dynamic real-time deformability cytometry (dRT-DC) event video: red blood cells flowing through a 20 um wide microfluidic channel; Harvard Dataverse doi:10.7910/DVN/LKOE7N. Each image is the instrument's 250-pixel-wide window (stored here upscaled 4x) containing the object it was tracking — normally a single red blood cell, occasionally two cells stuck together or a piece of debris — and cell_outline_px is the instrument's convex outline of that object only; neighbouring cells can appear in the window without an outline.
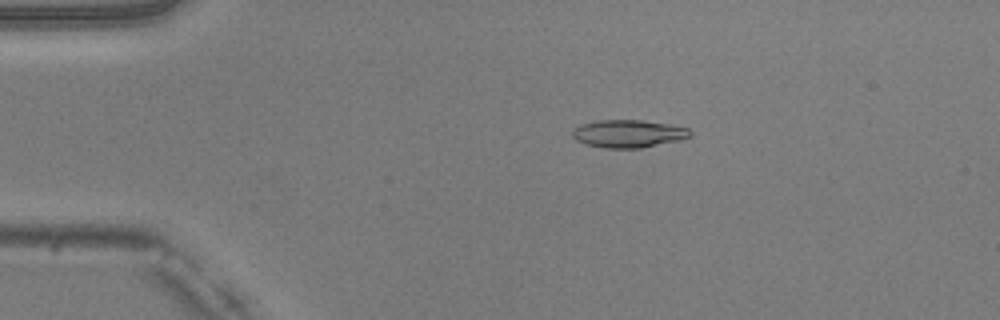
{"species": "common noctule bat (a hibernating species)", "species_latin": "Nyctalus noctula", "temperature_condition": "warm", "stored_images_in_passage": 50, "camera_frame_rate_fps": 3000, "um_per_image_px": 0.085, "animal": {"sex": "male", "body_mass_g": 20.5, "forearm_length_mm": 52.5}, "frame": {"image": 1, "passage_image": 10, "time_ms": 3.0, "image_size_px": [1000, 320], "cell_outline_px": [[692, 136], [680, 140], [640, 148], [604, 148], [584, 144], [576, 140], [572, 136], [572, 132], [580, 124], [596, 120], [640, 120], [672, 124], [688, 128], [692, 132]], "centroid_in_image_um": [53.42, 11.36], "position_along_channel_um": 31.6, "area_um2": 19.19}}
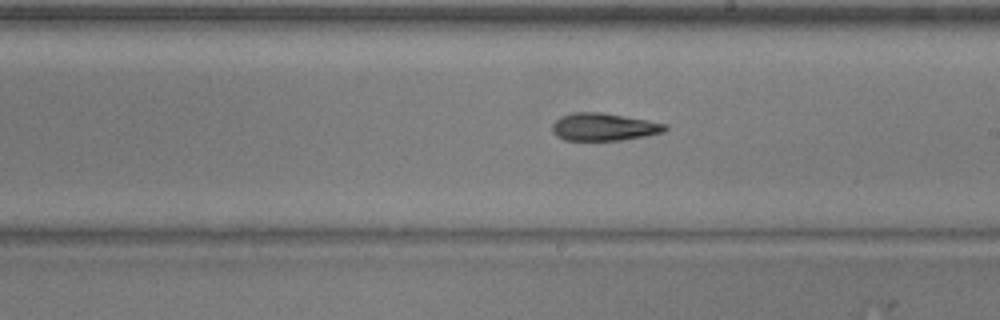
{"frame": {"image": 2, "passage_image": 29, "time_ms": 9.333, "image_size_px": [1000, 320], "cell_outline_px": [[668, 128], [664, 132], [644, 136], [620, 140], [564, 140], [556, 136], [552, 132], [552, 124], [560, 116], [572, 112], [604, 112], [648, 120], [668, 124]], "centroid_in_image_um": [51.31, 10.78], "position_along_channel_um": 237.7, "area_um2": 18.32}}
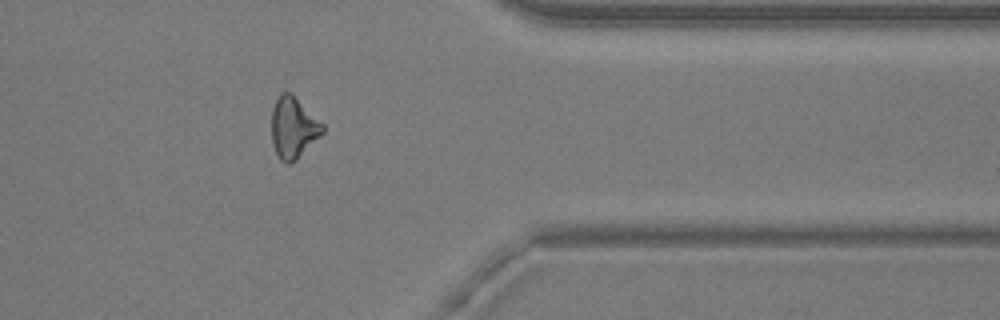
{"frame": {"image": 3, "passage_image": 41, "time_ms": 13.333, "image_size_px": [1000, 320], "cell_outline_px": [[324, 132], [296, 160], [288, 164], [284, 164], [280, 160], [272, 144], [272, 108], [280, 92], [292, 92], [324, 124]], "centroid_in_image_um": [24.93, 10.83], "position_along_channel_um": 386.5, "area_um2": 18.38}, "authors_computed_cell_mechanics": {"area_um2": 18.3226, "velocity_mm_per_s": 4.0561, "shape_relaxation_time_tau1_ms": null, "shape_relaxation_time_tau2_ms": 6.9486, "deformation_change_tau1": null, "deformation_change_tau2": 0.2078}}